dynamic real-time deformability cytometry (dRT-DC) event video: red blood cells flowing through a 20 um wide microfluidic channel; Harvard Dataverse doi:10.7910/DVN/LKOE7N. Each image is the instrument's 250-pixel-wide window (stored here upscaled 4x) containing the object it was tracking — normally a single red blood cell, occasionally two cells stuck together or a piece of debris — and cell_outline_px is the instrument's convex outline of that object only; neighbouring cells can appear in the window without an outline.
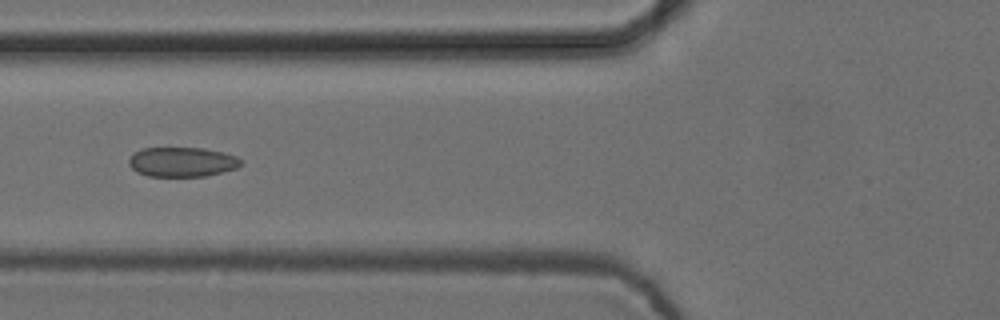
{"species": "common noctule bat (a hibernating species)", "species_latin": "Nyctalus noctula", "temperature_condition": "cold", "stored_images_in_passage": 14, "camera_frame_rate_fps": 3000, "um_per_image_px": 0.085, "animal": {"sex": "female", "body_mass_g": 24.6, "forearm_length_mm": 56.2}, "frame": {"image": 1, "passage_image": 5, "time_ms": 1.333, "image_size_px": [1000, 320], "cell_outline_px": [[240, 164], [236, 168], [204, 176], [148, 176], [136, 172], [128, 164], [128, 160], [140, 148], [204, 148], [236, 156], [240, 160]], "centroid_in_image_um": [15.42, 13.76], "position_along_channel_um": 110.4, "area_um2": 19.07}}